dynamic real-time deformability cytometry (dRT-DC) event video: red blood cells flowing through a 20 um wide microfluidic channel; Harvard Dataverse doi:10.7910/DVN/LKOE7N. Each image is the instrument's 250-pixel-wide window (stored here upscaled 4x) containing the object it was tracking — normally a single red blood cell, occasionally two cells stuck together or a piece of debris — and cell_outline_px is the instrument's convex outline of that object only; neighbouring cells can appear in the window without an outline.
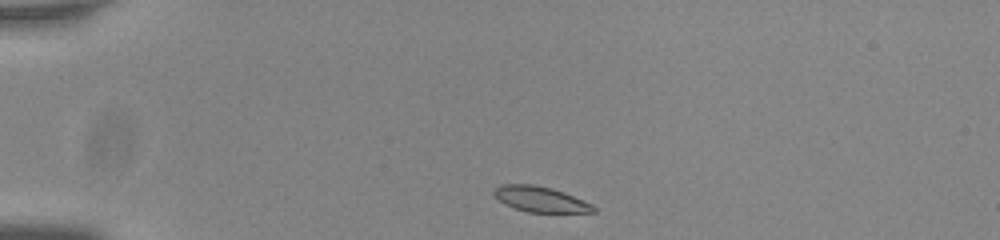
{"species": "common noctule bat (a hibernating species)", "species_latin": "Nyctalus noctula", "temperature_condition": "room temperature", "stored_images_in_passage": 43, "camera_frame_rate_fps": 3000, "um_per_image_px": 0.085, "animal": {"sex": "male", "body_mass_g": 20.0, "forearm_length_mm": 53.3}, "frame": {"image": 1, "passage_image": 1, "time_ms": 0.0, "image_size_px": [1000, 240], "cell_outline_px": [[596, 212], [528, 212], [504, 204], [492, 192], [500, 184], [532, 184], [552, 188], [564, 192], [584, 200], [592, 204], [596, 208]], "centroid_in_image_um": [45.95, 16.93], "position_along_channel_um": 39.0, "area_um2": 14.68}}
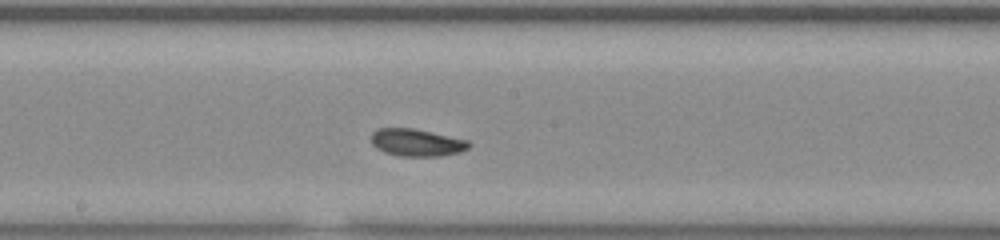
{"frame": {"image": 2, "passage_image": 19, "time_ms": 6.0, "image_size_px": [1000, 240], "cell_outline_px": [[472, 144], [468, 148], [460, 152], [444, 156], [400, 156], [384, 152], [376, 148], [372, 144], [372, 132], [376, 128], [412, 128], [468, 140]], "centroid_in_image_um": [35.42, 12.12], "position_along_channel_um": 212.8, "area_um2": 15.61}}
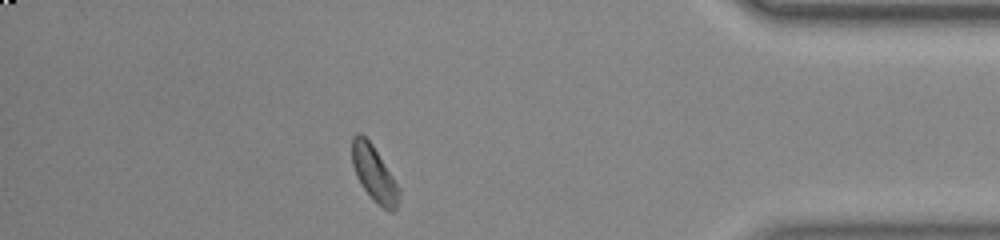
{"frame": {"image": 3, "passage_image": 37, "time_ms": 12.0, "image_size_px": [1000, 240], "cell_outline_px": [[400, 196], [396, 208], [392, 212], [388, 212], [364, 188], [356, 176], [352, 164], [352, 136], [356, 132], [360, 132], [372, 144], [400, 188]], "centroid_in_image_um": [31.8, 14.72], "position_along_channel_um": 403.4, "area_um2": 14.91}, "authors_computed_cell_mechanics": {"area_um2": 15.4326, "velocity_mm_per_s": 3.7278, "shape_relaxation_time_tau1_ms": 3.7849, "shape_relaxation_time_tau2_ms": 2.8201, "deformation_change_tau1": 0.098, "deformation_change_tau2": 0.0585}}